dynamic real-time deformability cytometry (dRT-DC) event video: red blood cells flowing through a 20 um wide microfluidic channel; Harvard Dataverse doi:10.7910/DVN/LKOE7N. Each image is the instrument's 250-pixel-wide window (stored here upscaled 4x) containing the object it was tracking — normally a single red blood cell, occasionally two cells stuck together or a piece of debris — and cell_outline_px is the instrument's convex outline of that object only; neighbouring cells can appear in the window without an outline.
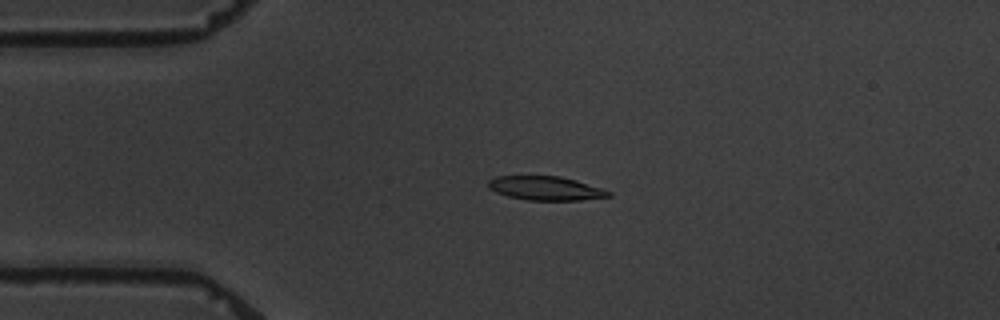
{"species": "common noctule bat (a hibernating species)", "species_latin": "Nyctalus noctula", "temperature_condition": "warm", "stored_images_in_passage": 5, "camera_frame_rate_fps": 3000, "um_per_image_px": 0.085, "animal": {"sex": "male", "body_mass_g": 19.5, "forearm_length_mm": 54.6}, "frame": {"image": 1, "passage_image": 3, "time_ms": 2.333, "image_size_px": [1000, 320], "cell_outline_px": [[612, 196], [580, 200], [528, 200], [508, 196], [496, 192], [488, 188], [488, 180], [496, 176], [560, 176], [576, 180], [604, 188], [612, 192]], "centroid_in_image_um": [46.41, 16.0], "position_along_channel_um": 38.6, "area_um2": 16.88}}
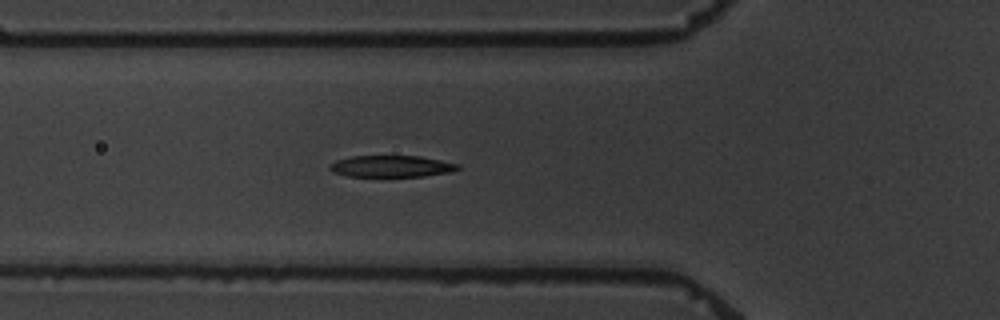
{"frame": {"image": 2, "passage_image": 5, "time_ms": 4.667, "image_size_px": [1000, 320], "cell_outline_px": [[460, 168], [448, 172], [424, 176], [348, 176], [332, 172], [328, 168], [328, 164], [336, 160], [352, 156], [420, 156], [460, 164]], "centroid_in_image_um": [33.22, 14.13], "position_along_channel_um": 92.6, "area_um2": 16.07}}